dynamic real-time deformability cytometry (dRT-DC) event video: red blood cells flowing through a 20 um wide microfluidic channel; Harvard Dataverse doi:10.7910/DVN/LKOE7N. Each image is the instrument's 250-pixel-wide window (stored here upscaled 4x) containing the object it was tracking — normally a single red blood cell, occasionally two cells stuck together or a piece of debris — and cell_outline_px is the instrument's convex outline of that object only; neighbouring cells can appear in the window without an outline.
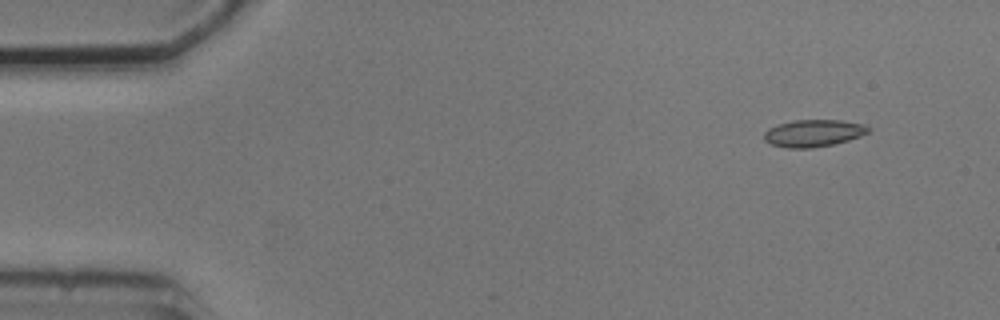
{"species": "common noctule bat (a hibernating species)", "species_latin": "Nyctalus noctula", "temperature_condition": "cold", "stored_images_in_passage": 4, "camera_frame_rate_fps": 3000, "um_per_image_px": 0.085, "animal": {"sex": "male", "body_mass_g": 20.5, "forearm_length_mm": 52.5}, "frame": {"image": 1, "passage_image": 1, "time_ms": 0.0, "image_size_px": [1000, 320], "cell_outline_px": [[872, 128], [868, 132], [860, 136], [848, 140], [832, 144], [812, 148], [788, 148], [772, 144], [764, 140], [764, 132], [768, 128], [792, 120], [840, 120], [864, 124]], "centroid_in_image_um": [69.15, 11.31], "position_along_channel_um": 15.9, "area_um2": 16.42}}
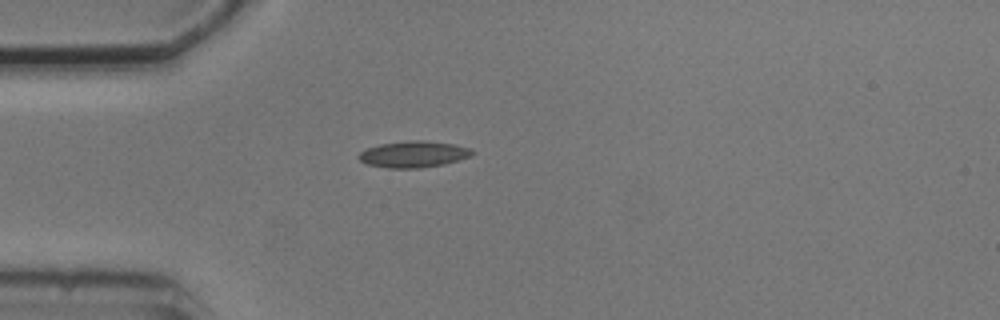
{"frame": {"image": 2, "passage_image": 4, "time_ms": 3.333, "image_size_px": [1000, 320], "cell_outline_px": [[476, 152], [472, 156], [444, 164], [420, 168], [388, 168], [368, 164], [360, 160], [356, 156], [360, 152], [368, 148], [380, 144], [412, 140], [420, 140], [456, 144], [472, 148]], "centroid_in_image_um": [35.2, 13.11], "position_along_channel_um": 49.8, "area_um2": 17.51}}